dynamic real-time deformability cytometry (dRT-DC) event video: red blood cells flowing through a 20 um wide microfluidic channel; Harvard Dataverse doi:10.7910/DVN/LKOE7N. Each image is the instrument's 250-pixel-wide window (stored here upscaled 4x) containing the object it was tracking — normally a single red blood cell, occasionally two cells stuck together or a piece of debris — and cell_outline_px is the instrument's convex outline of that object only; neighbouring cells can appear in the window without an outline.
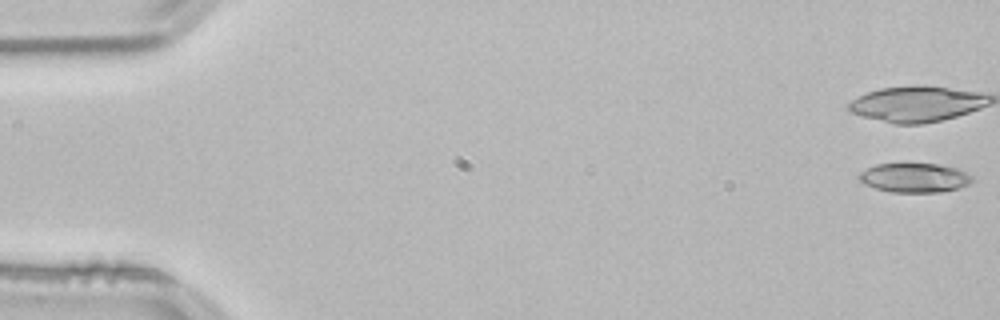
{"species": "common noctule bat (a hibernating species)", "species_latin": "Nyctalus noctula", "temperature_condition": "room temperature", "stored_images_in_passage": 53, "camera_frame_rate_fps": 3000, "um_per_image_px": 0.085, "animal": {"sex": "male", "body_mass_g": 21.5, "forearm_length_mm": 52.0}, "frame": {"image": 1, "passage_image": 1, "time_ms": 0.0, "image_size_px": [1000, 320], "cell_outline_px": [[972, 180], [968, 184], [960, 188], [940, 192], [892, 192], [876, 188], [864, 184], [856, 176], [860, 172], [876, 164], [936, 164], [956, 168], [972, 176]], "centroid_in_image_um": [77.71, 15.11], "position_along_channel_um": 7.3, "area_um2": 19.13}}